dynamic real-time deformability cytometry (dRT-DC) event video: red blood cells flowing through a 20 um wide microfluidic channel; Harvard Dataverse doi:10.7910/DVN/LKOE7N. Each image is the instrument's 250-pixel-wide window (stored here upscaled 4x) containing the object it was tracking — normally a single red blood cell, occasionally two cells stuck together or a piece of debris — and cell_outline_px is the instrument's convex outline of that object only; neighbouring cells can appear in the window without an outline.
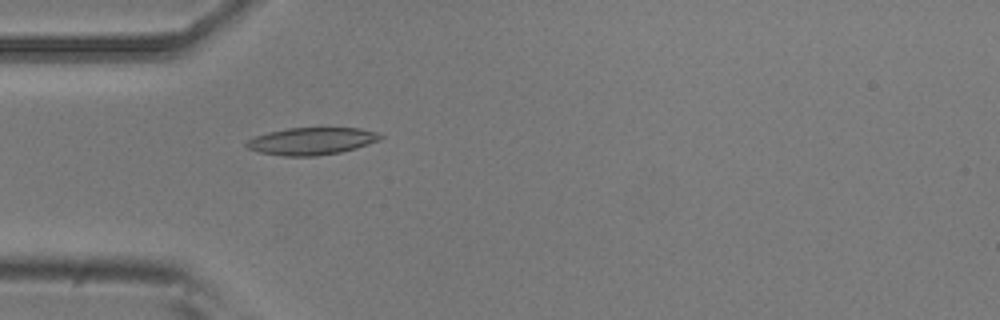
{"species": "common noctule bat (a hibernating species)", "species_latin": "Nyctalus noctula", "temperature_condition": "room temperature", "stored_images_in_passage": 5, "camera_frame_rate_fps": 3000, "um_per_image_px": 0.085, "animal": {"sex": "male", "body_mass_g": 20.5, "forearm_length_mm": 52.5}, "frame": {"image": 1, "passage_image": 5, "time_ms": 1.333, "image_size_px": [1000, 320], "cell_outline_px": [[384, 136], [380, 140], [356, 148], [340, 152], [316, 156], [284, 156], [260, 152], [248, 148], [244, 144], [248, 140], [256, 136], [268, 132], [288, 128], [360, 128], [376, 132]], "centroid_in_image_um": [26.5, 11.99], "position_along_channel_um": 58.5, "area_um2": 21.15}}